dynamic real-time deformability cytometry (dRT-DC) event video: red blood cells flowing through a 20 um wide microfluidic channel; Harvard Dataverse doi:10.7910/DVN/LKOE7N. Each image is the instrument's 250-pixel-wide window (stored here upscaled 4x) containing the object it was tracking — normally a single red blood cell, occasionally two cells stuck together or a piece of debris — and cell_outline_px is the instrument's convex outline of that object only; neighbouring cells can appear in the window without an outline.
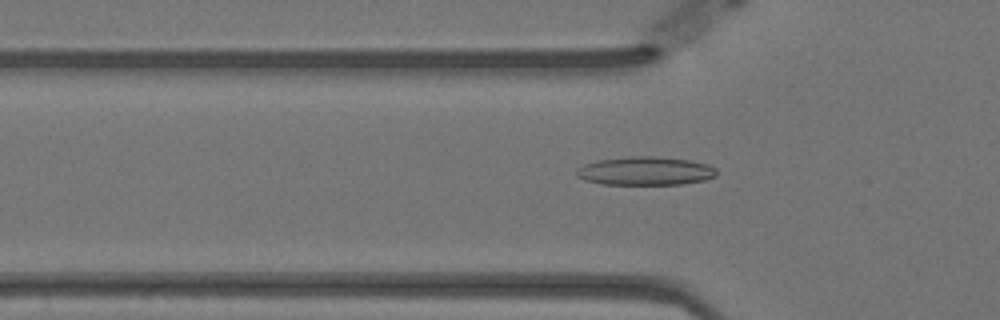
{"species": "Egyptian fruit bat (a non-hibernating species)", "species_latin": "Rousettus aegyptiacus", "temperature_condition": "warm", "stored_images_in_passage": 49, "camera_frame_rate_fps": 3000, "um_per_image_px": 0.085, "animal": {"sex": "female"}, "frame": {"image": 1, "passage_image": 10, "time_ms": 3.0, "image_size_px": [1000, 320], "cell_outline_px": [[716, 176], [704, 180], [680, 184], [600, 184], [584, 180], [576, 176], [576, 168], [584, 164], [596, 160], [628, 156], [652, 156], [688, 160], [708, 164], [716, 168]], "centroid_in_image_um": [54.81, 14.53], "position_along_channel_um": 71.0, "area_um2": 23.35}}
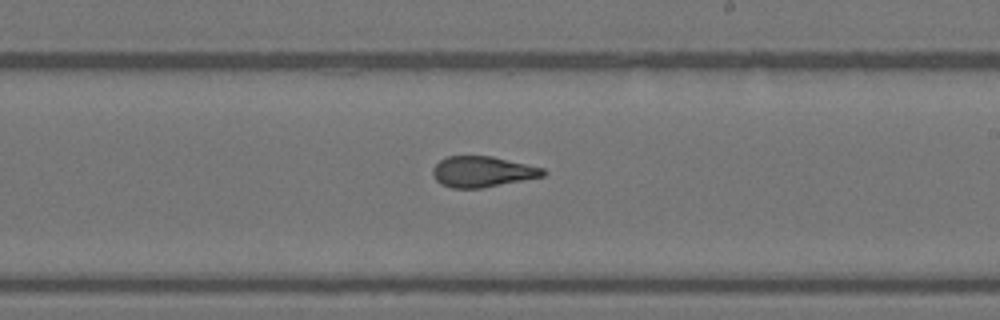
{"frame": {"image": 2, "passage_image": 25, "time_ms": 8.0, "image_size_px": [1000, 320], "cell_outline_px": [[548, 172], [544, 176], [480, 188], [452, 188], [440, 184], [436, 180], [432, 172], [432, 168], [440, 160], [448, 156], [492, 156], [544, 168]], "centroid_in_image_um": [41.0, 14.59], "position_along_channel_um": 248.0, "area_um2": 19.71}}
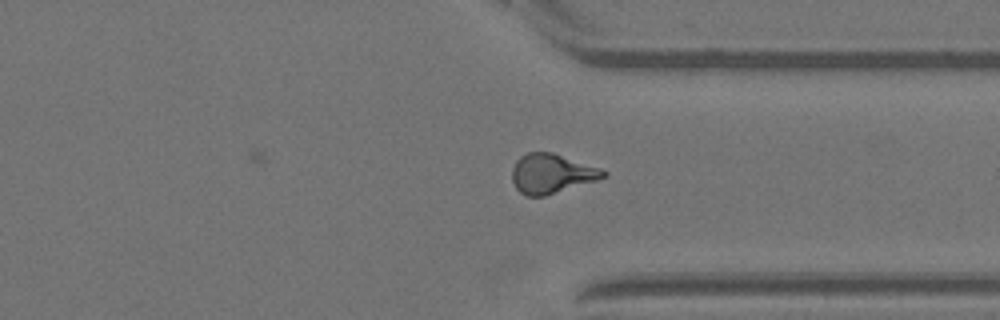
{"frame": {"image": 3, "passage_image": 35, "time_ms": 11.333, "image_size_px": [1000, 320], "cell_outline_px": [[608, 176], [596, 180], [544, 196], [524, 196], [516, 188], [512, 180], [512, 168], [516, 160], [520, 156], [528, 152], [552, 152], [600, 168], [608, 172]], "centroid_in_image_um": [46.86, 14.75], "position_along_channel_um": 364.5, "area_um2": 20.92}, "authors_computed_cell_mechanics": {"area_um2": 20.1144, "velocity_mm_per_s": 3.5207, "shape_relaxation_time_tau1_ms": 6.1844, "shape_relaxation_time_tau2_ms": 1.7747, "deformation_change_tau1": 0.2132, "deformation_change_tau2": 0.0945}}